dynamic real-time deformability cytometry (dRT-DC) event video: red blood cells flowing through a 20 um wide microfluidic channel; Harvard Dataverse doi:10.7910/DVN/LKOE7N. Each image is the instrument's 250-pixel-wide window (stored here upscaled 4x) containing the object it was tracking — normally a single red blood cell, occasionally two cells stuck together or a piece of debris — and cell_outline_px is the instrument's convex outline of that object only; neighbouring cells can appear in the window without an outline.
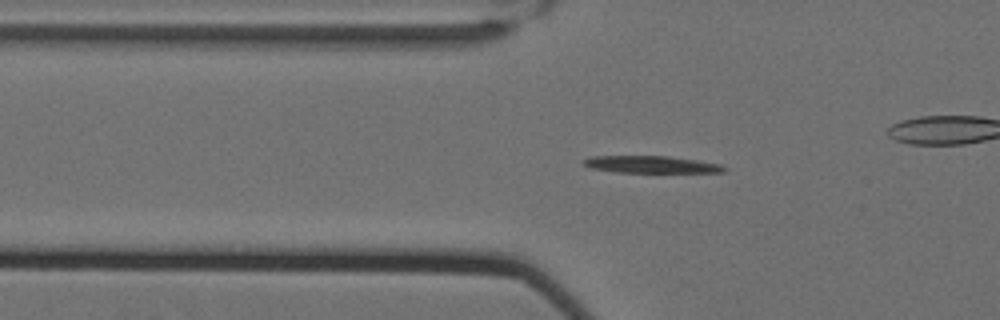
{"species": "Egyptian fruit bat (a non-hibernating species)", "species_latin": "Rousettus aegyptiacus", "temperature_condition": "cold", "stored_images_in_passage": 62, "camera_frame_rate_fps": 3000, "um_per_image_px": 0.085, "animal": {"sex": "female"}, "frame": {"image": 1, "passage_image": 23, "time_ms": 7.333, "image_size_px": [1000, 320], "cell_outline_px": [[728, 168], [724, 172], [616, 172], [592, 168], [584, 164], [584, 160], [592, 156], [668, 156], [696, 160], [720, 164]], "centroid_in_image_um": [55.39, 13.98], "position_along_channel_um": 70.4, "area_um2": 13.76}}
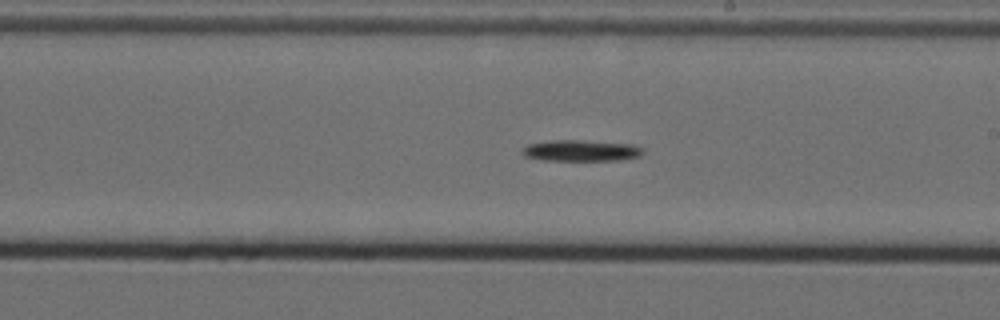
{"frame": {"image": 2, "passage_image": 38, "time_ms": 12.333, "image_size_px": [1000, 320], "cell_outline_px": [[644, 152], [640, 156], [620, 160], [544, 160], [524, 156], [520, 152], [528, 144], [552, 140], [576, 140], [632, 144], [640, 148]], "centroid_in_image_um": [49.36, 12.8], "position_along_channel_um": 239.6, "area_um2": 14.74}}
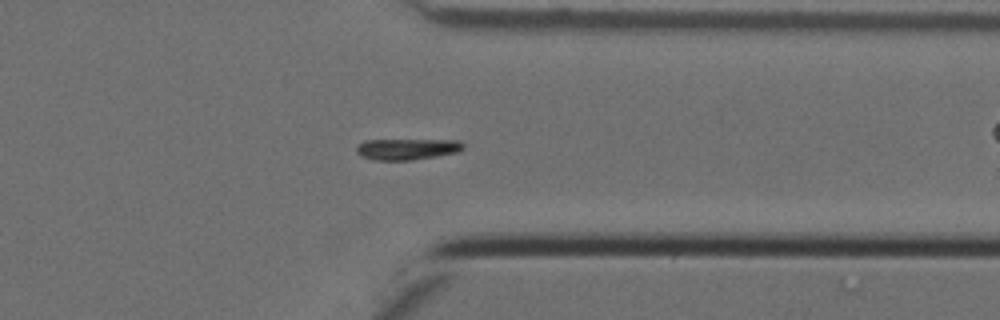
{"frame": {"image": 3, "passage_image": 50, "time_ms": 16.333, "image_size_px": [1000, 320], "cell_outline_px": [[464, 148], [456, 152], [436, 156], [412, 160], [376, 160], [360, 156], [356, 152], [356, 148], [364, 140], [460, 140], [464, 144]], "centroid_in_image_um": [34.6, 12.67], "position_along_channel_um": 376.8, "area_um2": 13.12}, "authors_computed_cell_mechanics": {"area_um2": 14.7968, "velocity_mm_per_s": 3.4361, "shape_relaxation_time_tau1_ms": 2.9338, "shape_relaxation_time_tau2_ms": null, "deformation_change_tau1": 0.1163, "deformation_change_tau2": null}}